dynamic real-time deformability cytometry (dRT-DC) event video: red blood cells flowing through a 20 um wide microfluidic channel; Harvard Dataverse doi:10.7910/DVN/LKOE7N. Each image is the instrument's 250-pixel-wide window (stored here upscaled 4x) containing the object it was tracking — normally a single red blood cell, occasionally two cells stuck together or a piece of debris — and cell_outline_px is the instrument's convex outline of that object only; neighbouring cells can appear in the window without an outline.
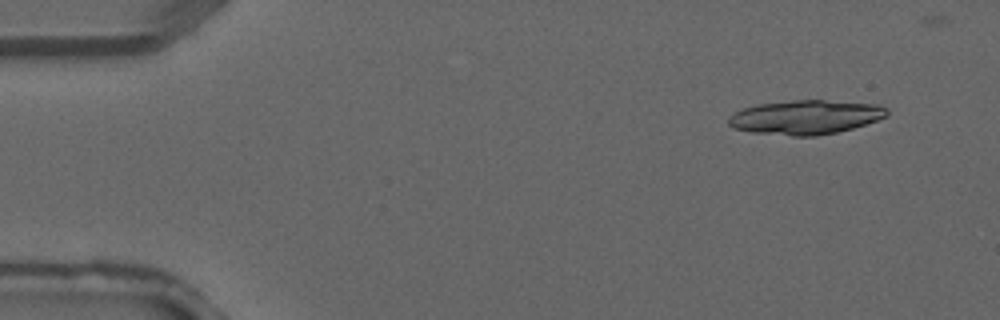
{"species": "common noctule bat (a hibernating species)", "species_latin": "Nyctalus noctula", "temperature_condition": "warm", "stored_images_in_passage": 4, "camera_frame_rate_fps": 3000, "um_per_image_px": 0.085, "animal": {"sex": "male", "forearm_length_mm": 52.5}, "frame": {"image": 1, "passage_image": 1, "time_ms": 0.0, "image_size_px": [1000, 320], "cell_outline_px": [[888, 116], [852, 128], [836, 132], [816, 136], [792, 136], [752, 132], [732, 128], [728, 124], [728, 116], [744, 108], [756, 104], [792, 100], [824, 100], [880, 104], [888, 108]], "centroid_in_image_um": [68.47, 9.95], "position_along_channel_um": 16.5, "area_um2": 31.67}}